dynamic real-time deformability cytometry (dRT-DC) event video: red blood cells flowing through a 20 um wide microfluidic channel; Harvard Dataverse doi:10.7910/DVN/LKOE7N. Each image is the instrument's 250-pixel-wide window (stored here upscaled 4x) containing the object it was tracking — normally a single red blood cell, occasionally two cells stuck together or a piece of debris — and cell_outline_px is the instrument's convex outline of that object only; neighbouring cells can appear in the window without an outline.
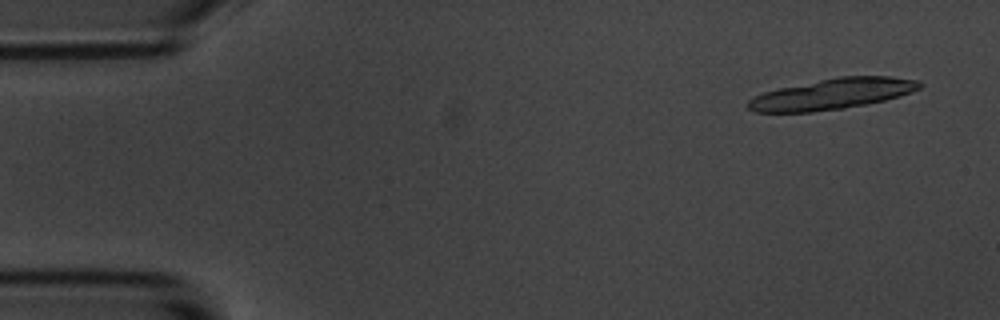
{"species": "common noctule bat (a hibernating species)", "species_latin": "Nyctalus noctula", "temperature_condition": "room temperature", "stored_images_in_passage": 19, "camera_frame_rate_fps": 3000, "um_per_image_px": 0.085, "animal": {"sex": "male", "body_mass_g": 20.1, "forearm_length_mm": 53.5}, "frame": {"image": 1, "passage_image": 3, "time_ms": 0.667, "image_size_px": [1000, 320], "cell_outline_px": [[924, 84], [920, 88], [912, 92], [900, 96], [884, 100], [844, 108], [812, 112], [756, 112], [748, 108], [744, 104], [752, 96], [764, 92], [780, 88], [840, 76], [892, 76], [920, 80]], "centroid_in_image_um": [70.76, 7.98], "position_along_channel_um": 14.2, "area_um2": 30.81}}